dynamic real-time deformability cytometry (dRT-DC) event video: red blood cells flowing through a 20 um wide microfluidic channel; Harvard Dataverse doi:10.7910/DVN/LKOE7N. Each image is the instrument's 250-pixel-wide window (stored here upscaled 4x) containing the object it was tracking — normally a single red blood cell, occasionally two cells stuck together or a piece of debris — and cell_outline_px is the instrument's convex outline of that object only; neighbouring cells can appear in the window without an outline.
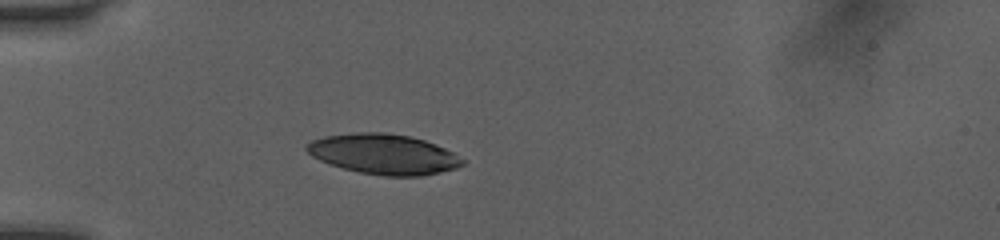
{"species": "human", "species_latin": "Homo sapiens", "temperature_condition": "room temperature", "stored_images_in_passage": 40, "camera_frame_rate_fps": 3000, "um_per_image_px": 0.085, "donor": {"sex": "female"}, "frame": {"image": 1, "passage_image": 6, "time_ms": 1.667, "image_size_px": [1000, 240], "cell_outline_px": [[464, 164], [456, 168], [440, 172], [420, 176], [384, 176], [360, 172], [344, 168], [320, 160], [312, 156], [304, 148], [312, 140], [324, 136], [356, 132], [384, 132], [408, 136], [424, 140], [436, 144], [452, 152], [464, 160]], "centroid_in_image_um": [32.61, 13.1], "position_along_channel_um": 52.4, "area_um2": 36.24}}
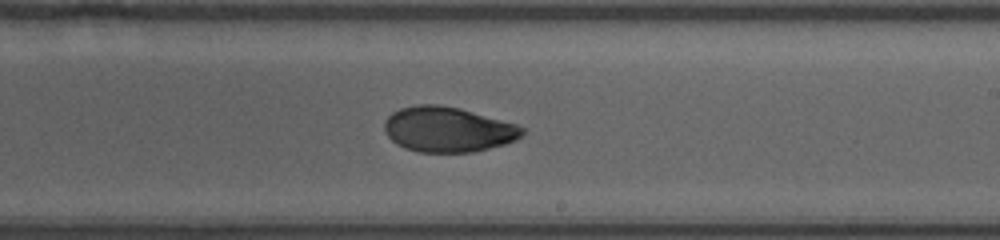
{"frame": {"image": 2, "passage_image": 21, "time_ms": 6.667, "image_size_px": [1000, 240], "cell_outline_px": [[524, 132], [516, 140], [504, 144], [472, 152], [420, 152], [404, 148], [396, 144], [388, 136], [384, 128], [384, 124], [388, 116], [392, 112], [400, 108], [420, 104], [436, 104], [460, 108], [516, 124], [524, 128]], "centroid_in_image_um": [38.05, 11.0], "position_along_channel_um": 250.9, "area_um2": 36.13}}
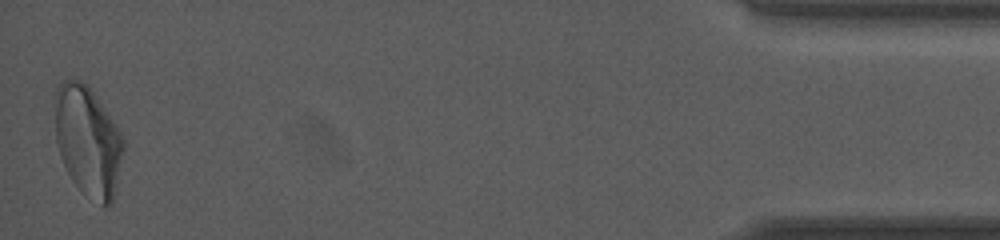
{"frame": {"image": 3, "passage_image": 40, "time_ms": 13.0, "image_size_px": [1000, 240], "cell_outline_px": [[124, 148], [112, 200], [108, 208], [104, 208], [84, 196], [72, 180], [60, 156], [56, 140], [52, 96], [56, 88], [64, 80], [80, 80], [88, 84], [120, 132], [124, 140]], "centroid_in_image_um": [7.42, 11.98], "position_along_channel_um": 427.8, "area_um2": 44.33}, "authors_computed_cell_mechanics": {"area_um2": 36.8764, "velocity_mm_per_s": 4.0806, "shape_relaxation_time_tau1_ms": 3.8793, "shape_relaxation_time_tau2_ms": 1.7179, "deformation_change_tau1": 0.137, "deformation_change_tau2": 0.0635}}